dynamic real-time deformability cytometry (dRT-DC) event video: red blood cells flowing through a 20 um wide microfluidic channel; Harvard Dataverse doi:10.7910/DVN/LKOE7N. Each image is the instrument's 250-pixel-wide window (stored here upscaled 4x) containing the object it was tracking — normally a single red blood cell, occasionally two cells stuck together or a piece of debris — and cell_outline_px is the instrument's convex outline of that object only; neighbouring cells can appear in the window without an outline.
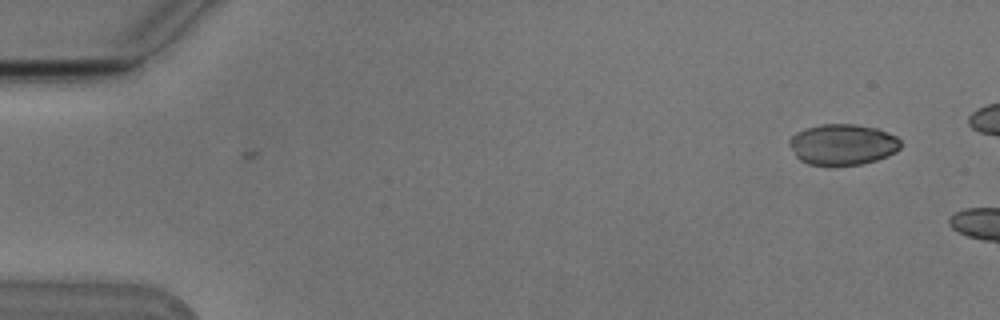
{"species": "Egyptian fruit bat (a non-hibernating species)", "species_latin": "Rousettus aegyptiacus", "temperature_condition": "cold", "stored_images_in_passage": 2, "camera_frame_rate_fps": 3000, "um_per_image_px": 0.085, "animal": {"sex": "male"}, "frame": {"image": 1, "passage_image": 1, "time_ms": 0.0, "image_size_px": [1000, 320], "cell_outline_px": [[900, 148], [896, 152], [888, 156], [876, 160], [860, 164], [836, 168], [808, 164], [800, 160], [796, 156], [788, 144], [788, 140], [796, 132], [820, 124], [856, 124], [876, 128], [896, 136], [900, 140]], "centroid_in_image_um": [71.6, 12.32], "position_along_channel_um": 13.4, "area_um2": 27.05}}